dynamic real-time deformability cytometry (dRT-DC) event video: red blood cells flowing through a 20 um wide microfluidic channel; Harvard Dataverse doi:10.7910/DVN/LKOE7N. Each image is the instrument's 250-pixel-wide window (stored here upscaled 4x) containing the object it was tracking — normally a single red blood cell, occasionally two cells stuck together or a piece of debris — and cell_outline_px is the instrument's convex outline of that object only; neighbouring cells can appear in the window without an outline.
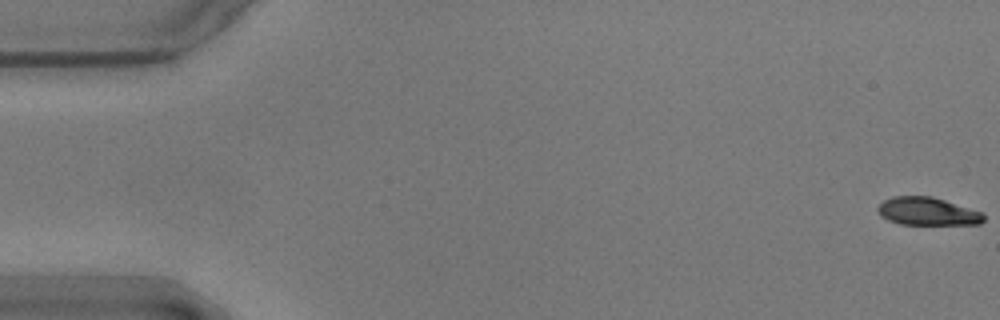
{"species": "common noctule bat (a hibernating species)", "species_latin": "Nyctalus noctula", "temperature_condition": "warm", "stored_images_in_passage": 58, "segment_of_instrument_passage": [1, 2], "camera_frame_rate_fps": 3000, "um_per_image_px": 0.085, "animal": {"sex": "male", "body_mass_g": 17.9}, "frame": {"image": 1, "passage_image": 1, "time_ms": 0.0, "image_size_px": [1000, 320], "cell_outline_px": [[984, 220], [980, 224], [900, 224], [888, 220], [880, 216], [876, 208], [884, 200], [892, 196], [932, 196], [984, 212]], "centroid_in_image_um": [78.83, 17.96], "position_along_channel_um": 6.2, "area_um2": 17.34}}
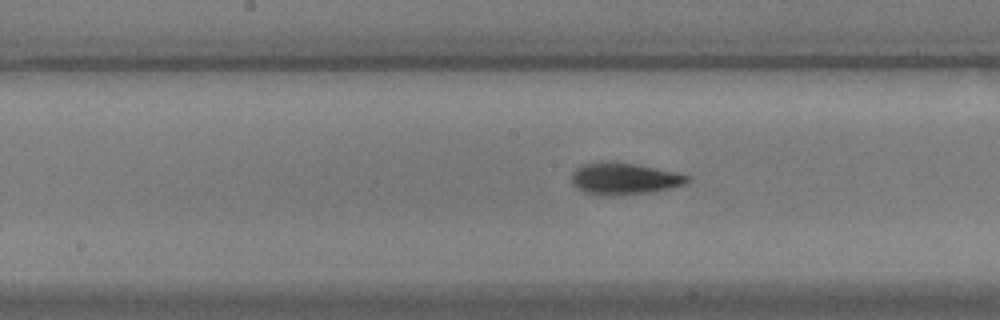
{"frame": {"image": 2, "passage_image": 29, "time_ms": 9.333, "image_size_px": [1000, 320], "cell_outline_px": [[688, 180], [684, 184], [672, 188], [648, 192], [612, 196], [588, 192], [572, 184], [572, 172], [576, 168], [584, 164], [600, 160], [636, 164], [680, 172], [688, 176]], "centroid_in_image_um": [53.07, 15.16], "position_along_channel_um": 195.1, "area_um2": 21.33}}
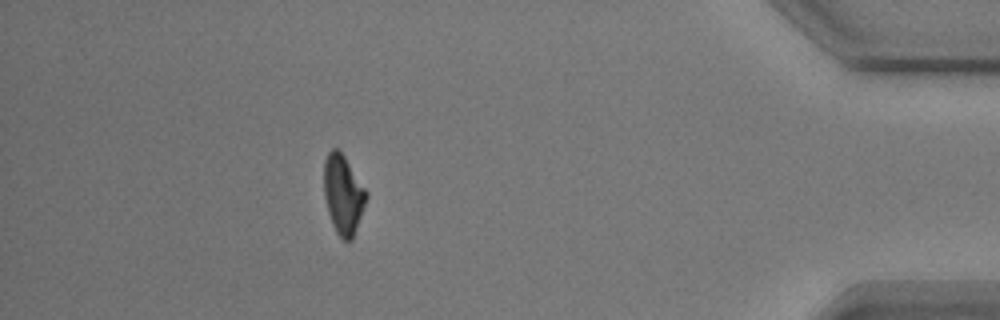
{"frame": {"image": 3, "passage_image": 51, "time_ms": 16.667, "image_size_px": [1000, 320], "cell_outline_px": [[368, 196], [352, 240], [344, 240], [336, 232], [332, 224], [328, 212], [324, 196], [324, 160], [328, 152], [332, 148], [336, 148], [344, 156], [368, 192]], "centroid_in_image_um": [29.16, 16.52], "position_along_channel_um": 406.0, "area_um2": 19.42}}